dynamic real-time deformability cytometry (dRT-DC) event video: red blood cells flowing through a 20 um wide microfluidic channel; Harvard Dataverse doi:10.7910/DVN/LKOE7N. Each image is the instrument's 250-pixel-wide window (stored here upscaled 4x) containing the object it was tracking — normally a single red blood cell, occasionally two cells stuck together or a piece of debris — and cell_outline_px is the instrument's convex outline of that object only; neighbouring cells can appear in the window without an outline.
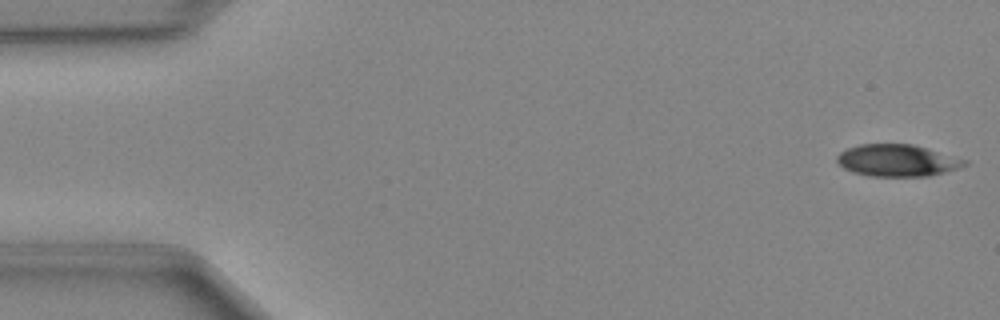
{"species": "Egyptian fruit bat (a non-hibernating species)", "species_latin": "Rousettus aegyptiacus", "temperature_condition": "cold", "stored_images_in_passage": 48, "camera_frame_rate_fps": 3000, "um_per_image_px": 0.085, "animal": {"sex": "female"}, "frame": {"image": 1, "passage_image": 1, "time_ms": 0.0, "image_size_px": [1000, 320], "cell_outline_px": [[968, 164], [944, 172], [928, 176], [868, 176], [852, 172], [844, 168], [836, 160], [836, 156], [840, 152], [848, 148], [860, 144], [912, 144], [968, 160]], "centroid_in_image_um": [76.24, 13.64], "position_along_channel_um": 8.8, "area_um2": 23.58}}
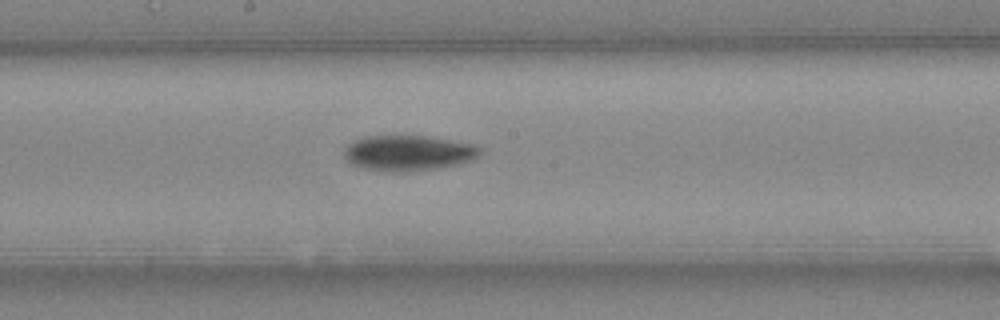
{"frame": {"image": 2, "passage_image": 25, "time_ms": 8.0, "image_size_px": [1000, 320], "cell_outline_px": [[480, 152], [472, 160], [460, 164], [440, 168], [408, 172], [392, 172], [360, 168], [352, 164], [344, 156], [344, 148], [352, 140], [364, 136], [424, 136], [468, 144], [480, 148]], "centroid_in_image_um": [34.62, 13.02], "position_along_channel_um": 213.6, "area_um2": 27.98}}
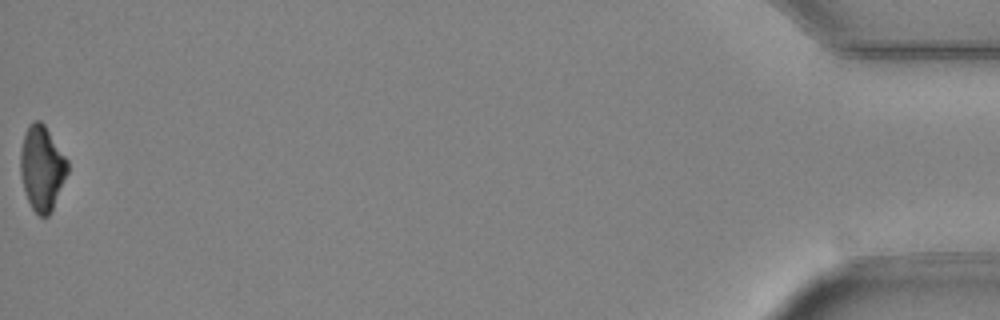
{"frame": {"image": 3, "passage_image": 48, "time_ms": 15.667, "image_size_px": [1000, 320], "cell_outline_px": [[68, 172], [52, 208], [48, 216], [40, 216], [32, 208], [28, 200], [20, 176], [20, 152], [24, 132], [28, 124], [32, 120], [40, 120], [44, 124], [68, 160]], "centroid_in_image_um": [3.55, 14.23], "position_along_channel_um": 431.7, "area_um2": 23.18}}